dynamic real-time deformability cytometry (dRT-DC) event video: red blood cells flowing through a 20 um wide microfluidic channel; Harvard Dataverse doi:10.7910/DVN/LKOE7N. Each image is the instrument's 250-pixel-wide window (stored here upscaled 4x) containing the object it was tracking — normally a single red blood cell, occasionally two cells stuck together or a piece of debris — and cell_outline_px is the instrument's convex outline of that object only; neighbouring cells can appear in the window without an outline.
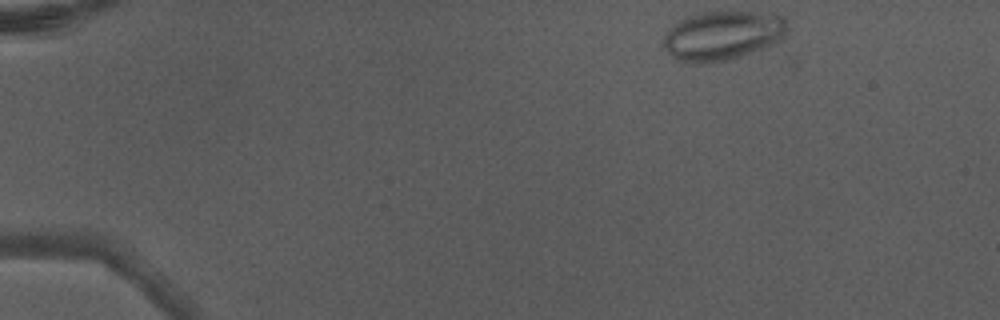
{"species": "Egyptian fruit bat (a non-hibernating species)", "species_latin": "Rousettus aegyptiacus", "temperature_condition": "warm", "stored_images_in_passage": 4, "camera_frame_rate_fps": 3000, "um_per_image_px": 0.085, "animal": {"sex": "male"}, "frame": {"image": 1, "passage_image": 1, "time_ms": 0.0, "image_size_px": [1000, 320], "cell_outline_px": [[788, 28], [784, 36], [780, 40], [772, 44], [740, 56], [728, 60], [680, 60], [672, 56], [668, 52], [664, 44], [664, 36], [672, 24], [688, 16], [704, 12], [756, 12], [784, 16], [788, 24]], "centroid_in_image_um": [61.46, 2.97], "position_along_channel_um": 23.5, "area_um2": 34.56}}